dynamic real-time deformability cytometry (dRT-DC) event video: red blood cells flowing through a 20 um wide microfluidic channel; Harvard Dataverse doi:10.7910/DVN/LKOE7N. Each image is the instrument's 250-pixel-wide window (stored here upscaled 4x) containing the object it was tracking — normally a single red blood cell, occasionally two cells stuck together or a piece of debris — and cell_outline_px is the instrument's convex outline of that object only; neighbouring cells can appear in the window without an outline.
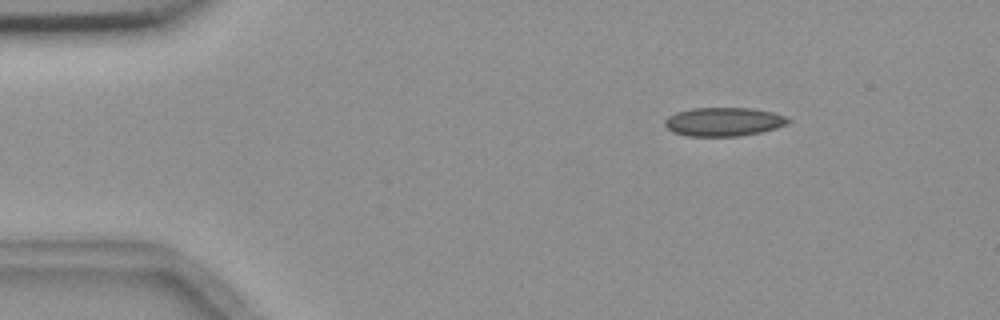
{"species": "common noctule bat (a hibernating species)", "species_latin": "Nyctalus noctula", "temperature_condition": "room temperature", "stored_images_in_passage": 5, "camera_frame_rate_fps": 3000, "um_per_image_px": 0.085, "animal": {"sex": "female", "body_mass_g": 18.4}, "frame": {"image": 1, "passage_image": 3, "time_ms": 2.333, "image_size_px": [1000, 320], "cell_outline_px": [[792, 120], [788, 124], [776, 128], [760, 132], [740, 136], [688, 136], [672, 132], [664, 124], [664, 120], [668, 116], [676, 112], [692, 108], [752, 108], [772, 112], [788, 116]], "centroid_in_image_um": [61.53, 10.35], "position_along_channel_um": 23.5, "area_um2": 20.81}}